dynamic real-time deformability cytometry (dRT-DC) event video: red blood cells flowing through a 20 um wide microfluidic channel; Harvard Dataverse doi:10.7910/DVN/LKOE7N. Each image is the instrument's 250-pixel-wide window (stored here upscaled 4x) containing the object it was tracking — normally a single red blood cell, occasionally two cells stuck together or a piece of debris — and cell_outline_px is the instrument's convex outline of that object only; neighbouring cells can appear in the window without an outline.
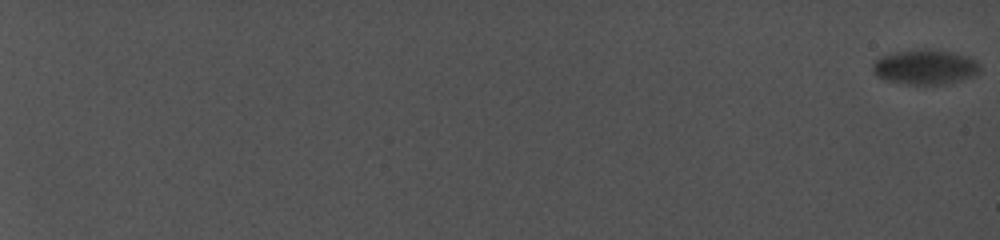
{"species": "common noctule bat (a hibernating species)", "species_latin": "Nyctalus noctula", "temperature_condition": "cold", "stored_images_in_passage": 34, "camera_frame_rate_fps": 5000, "um_per_image_px": 0.085, "animal": {"sex": "female", "body_mass_g": 19.0, "forearm_length_mm": 56.7}, "frame": {"image": 1, "passage_image": 1, "time_ms": 0.0, "image_size_px": [1000, 240], "cell_outline_px": [[980, 72], [976, 76], [948, 84], [908, 84], [884, 80], [876, 76], [872, 72], [872, 64], [880, 56], [896, 52], [920, 48], [924, 48], [952, 52], [968, 56], [976, 60], [980, 64]], "centroid_in_image_um": [78.66, 5.7], "position_along_channel_um": 6.3, "area_um2": 22.2}}
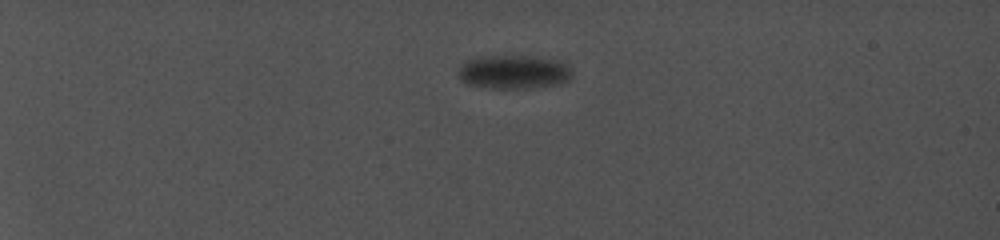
{"frame": {"image": 2, "passage_image": 21, "time_ms": 7.0, "image_size_px": [1000, 240], "cell_outline_px": [[572, 76], [568, 80], [560, 84], [524, 88], [492, 88], [468, 84], [460, 80], [456, 72], [460, 64], [464, 60], [480, 56], [536, 56], [560, 60], [572, 72]], "centroid_in_image_um": [43.61, 6.1], "position_along_channel_um": 41.4, "area_um2": 22.66}}
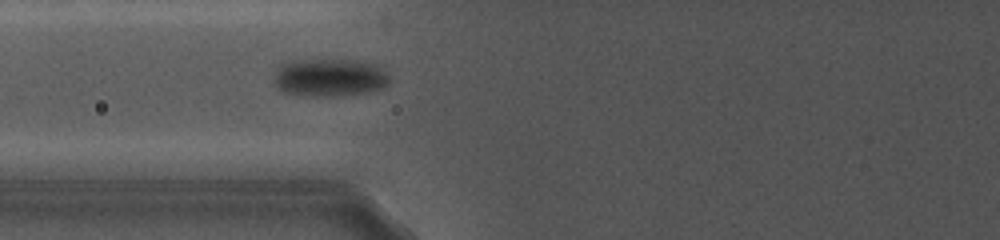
{"frame": {"image": 3, "passage_image": 29, "time_ms": 11.6, "image_size_px": [1000, 240], "cell_outline_px": [[388, 84], [384, 88], [372, 92], [344, 96], [312, 96], [284, 92], [276, 88], [272, 80], [276, 68], [284, 60], [356, 60], [376, 64], [388, 76]], "centroid_in_image_um": [27.97, 6.59], "position_along_channel_um": 97.8, "area_um2": 26.07}}